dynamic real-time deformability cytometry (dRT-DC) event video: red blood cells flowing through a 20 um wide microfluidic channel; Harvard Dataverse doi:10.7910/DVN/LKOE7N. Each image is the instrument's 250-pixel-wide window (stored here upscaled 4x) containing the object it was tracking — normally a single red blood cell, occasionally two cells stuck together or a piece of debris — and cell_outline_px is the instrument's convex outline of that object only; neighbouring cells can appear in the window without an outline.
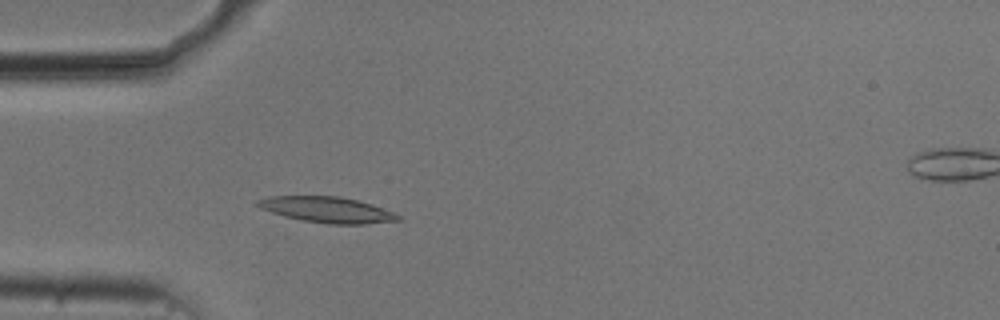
{"species": "common noctule bat (a hibernating species)", "species_latin": "Nyctalus noctula", "temperature_condition": "cold", "stored_images_in_passage": 54, "camera_frame_rate_fps": 3000, "um_per_image_px": 0.085, "animal": {"sex": "male", "body_mass_g": 20.5, "forearm_length_mm": 52.5}, "frame": {"image": 1, "passage_image": 16, "time_ms": 5.0, "image_size_px": [1000, 320], "cell_outline_px": [[404, 220], [364, 224], [328, 224], [304, 220], [284, 216], [260, 208], [256, 204], [256, 200], [268, 196], [340, 196], [356, 200], [392, 212], [400, 216]], "centroid_in_image_um": [27.78, 17.83], "position_along_channel_um": 57.2, "area_um2": 20.87}}
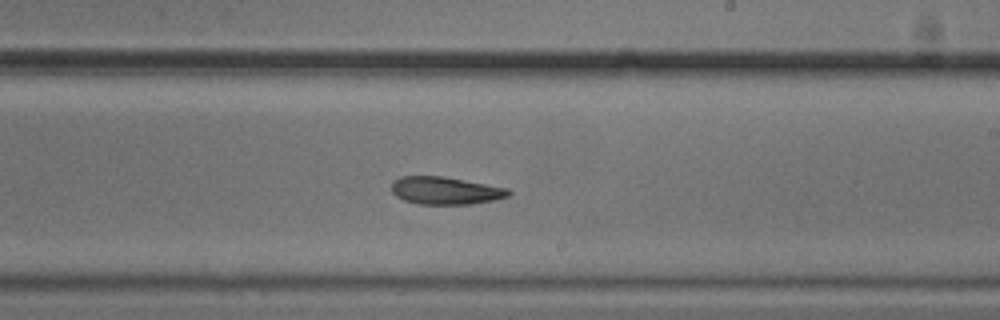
{"frame": {"image": 2, "passage_image": 32, "time_ms": 10.333, "image_size_px": [1000, 320], "cell_outline_px": [[512, 192], [508, 196], [496, 200], [472, 204], [420, 204], [404, 200], [396, 196], [392, 192], [392, 184], [400, 176], [440, 176], [464, 180], [508, 188]], "centroid_in_image_um": [37.88, 16.21], "position_along_channel_um": 251.1, "area_um2": 18.73}}
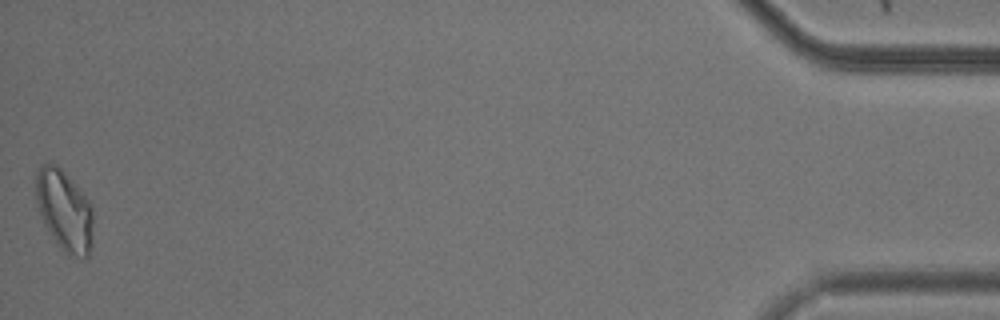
{"frame": {"image": 3, "passage_image": 54, "time_ms": 17.667, "image_size_px": [1000, 320], "cell_outline_px": [[92, 244], [88, 256], [84, 260], [68, 256], [64, 252], [44, 224], [40, 216], [36, 200], [36, 172], [40, 164], [56, 164], [72, 180], [88, 200], [92, 208]], "centroid_in_image_um": [5.48, 17.92], "position_along_channel_um": 429.7, "area_um2": 27.05}, "authors_computed_cell_mechanics": {"area_um2": 20.1144, "velocity_mm_per_s": 3.7194, "shape_relaxation_time_tau1_ms": null, "shape_relaxation_time_tau2_ms": 11.2734, "deformation_change_tau1": null, "deformation_change_tau2": 0.2144}}